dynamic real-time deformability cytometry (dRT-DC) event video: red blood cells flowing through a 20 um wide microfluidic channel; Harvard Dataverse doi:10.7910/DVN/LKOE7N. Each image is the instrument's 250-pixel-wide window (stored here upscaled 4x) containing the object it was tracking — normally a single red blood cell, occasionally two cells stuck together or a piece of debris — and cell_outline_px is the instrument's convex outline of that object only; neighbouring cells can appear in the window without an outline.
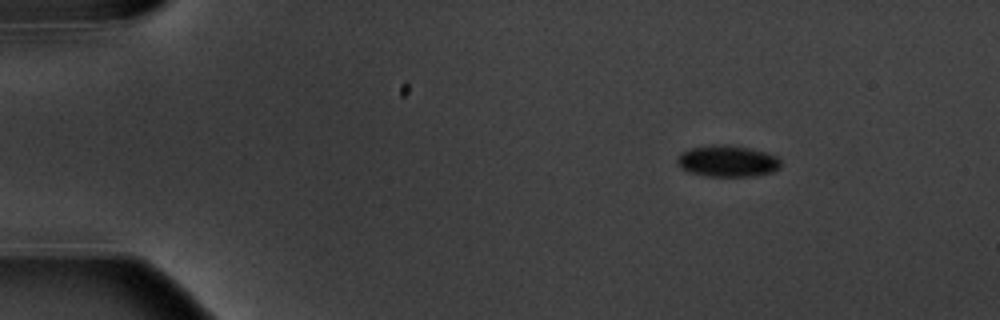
{"species": "common noctule bat (a hibernating species)", "species_latin": "Nyctalus noctula", "temperature_condition": "warm", "stored_images_in_passage": 4, "camera_frame_rate_fps": 3000, "um_per_image_px": 0.085, "animal": {"sex": "male", "body_mass_g": 20.1, "forearm_length_mm": 53.5}, "frame": {"image": 1, "passage_image": 1, "time_ms": 0.0, "image_size_px": [1000, 320], "cell_outline_px": [[780, 168], [772, 172], [756, 176], [708, 176], [692, 172], [684, 168], [676, 160], [684, 152], [692, 148], [712, 144], [724, 144], [748, 148], [768, 152], [776, 156], [780, 160]], "centroid_in_image_um": [61.92, 13.69], "position_along_channel_um": 23.1, "area_um2": 18.67}}
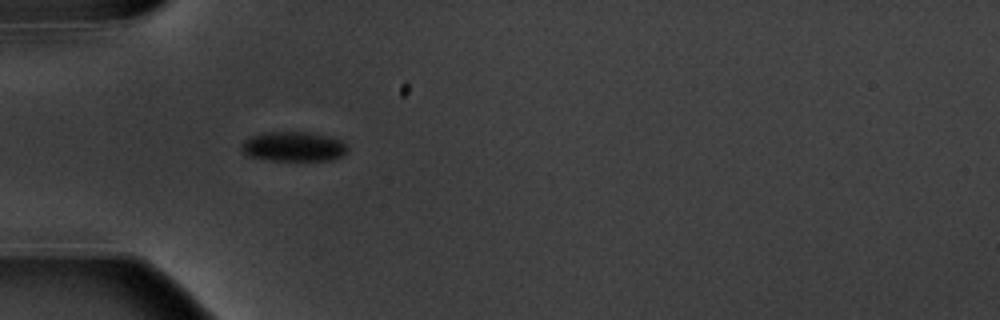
{"frame": {"image": 2, "passage_image": 3, "time_ms": 3.333, "image_size_px": [1000, 320], "cell_outline_px": [[348, 152], [344, 156], [332, 160], [268, 160], [248, 156], [240, 148], [240, 144], [244, 140], [252, 136], [268, 132], [312, 132], [328, 136], [340, 140], [348, 144]], "centroid_in_image_um": [24.99, 12.46], "position_along_channel_um": 60.0, "area_um2": 18.55}}